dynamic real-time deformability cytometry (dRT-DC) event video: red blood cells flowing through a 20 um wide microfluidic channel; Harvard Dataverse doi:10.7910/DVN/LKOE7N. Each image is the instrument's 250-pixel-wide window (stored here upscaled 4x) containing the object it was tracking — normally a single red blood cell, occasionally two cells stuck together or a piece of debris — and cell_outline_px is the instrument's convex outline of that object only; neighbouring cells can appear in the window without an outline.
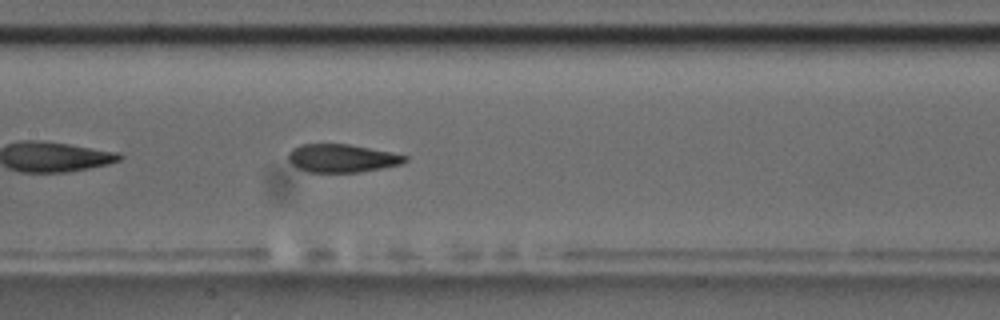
{"species": "common noctule bat (a hibernating species)", "species_latin": "Nyctalus noctula", "temperature_condition": "room temperature", "stored_images_in_passage": 41, "camera_frame_rate_fps": 3000, "um_per_image_px": 0.085, "animal": {"sex": "male", "body_mass_g": 17.5, "forearm_length_mm": 52.3}, "frame": {"image": 1, "passage_image": 12, "time_ms": 3.667, "image_size_px": [1000, 320], "cell_outline_px": [[408, 160], [404, 164], [360, 172], [308, 172], [292, 164], [288, 160], [288, 152], [292, 148], [300, 144], [348, 144], [408, 156]], "centroid_in_image_um": [29.06, 13.45], "position_along_channel_um": 178.3, "area_um2": 19.07}, "authors_computed_cell_mechanics": {"area_um2": 20.1722, "velocity_mm_per_s": 3.5503, "shape_relaxation_time_tau1_ms": null, "shape_relaxation_time_tau2_ms": 1.8183, "deformation_change_tau1": null, "deformation_change_tau2": 0.0918}}